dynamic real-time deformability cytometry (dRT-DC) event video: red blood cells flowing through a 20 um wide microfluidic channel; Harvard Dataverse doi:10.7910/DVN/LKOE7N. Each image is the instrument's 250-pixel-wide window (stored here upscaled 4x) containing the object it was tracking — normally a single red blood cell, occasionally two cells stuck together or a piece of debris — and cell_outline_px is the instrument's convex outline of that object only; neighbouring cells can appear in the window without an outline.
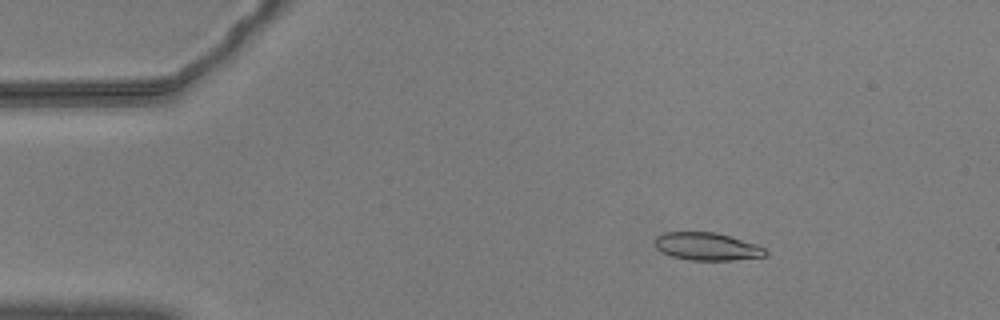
{"species": "common noctule bat (a hibernating species)", "species_latin": "Nyctalus noctula", "temperature_condition": "warm", "stored_images_in_passage": 57, "camera_frame_rate_fps": 3000, "um_per_image_px": 0.085, "animal": {"sex": "male", "body_mass_g": 20.5, "forearm_length_mm": 52.5}, "frame": {"image": 1, "passage_image": 8, "time_ms": 2.333, "image_size_px": [1000, 320], "cell_outline_px": [[768, 256], [732, 260], [688, 260], [672, 256], [660, 252], [656, 248], [656, 236], [664, 232], [716, 232], [756, 244], [764, 248], [768, 252]], "centroid_in_image_um": [60.1, 20.95], "position_along_channel_um": 24.9, "area_um2": 17.92}}
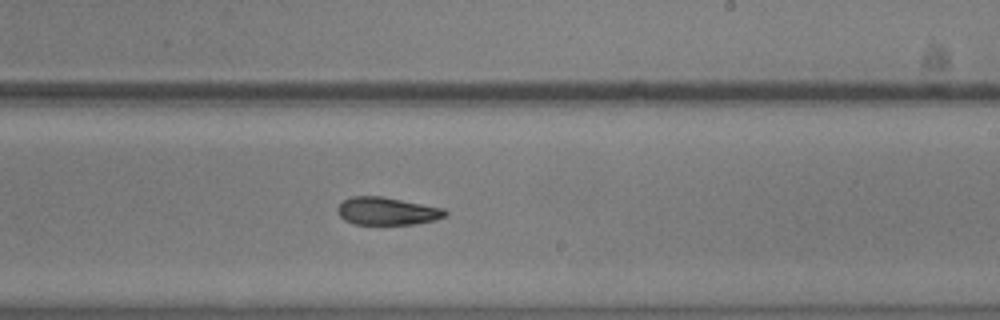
{"frame": {"image": 2, "passage_image": 33, "time_ms": 10.667, "image_size_px": [1000, 320], "cell_outline_px": [[448, 212], [444, 216], [436, 220], [416, 224], [356, 224], [344, 220], [340, 216], [336, 208], [344, 200], [352, 196], [384, 196], [444, 208]], "centroid_in_image_um": [32.91, 17.94], "position_along_channel_um": 256.1, "area_um2": 17.46}}
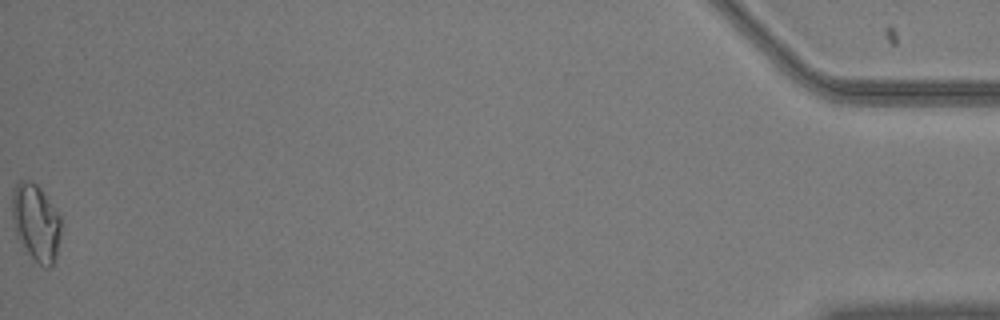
{"frame": {"image": 3, "passage_image": 56, "time_ms": 18.333, "image_size_px": [1000, 320], "cell_outline_px": [[60, 236], [56, 256], [52, 264], [48, 268], [44, 268], [24, 252], [20, 244], [12, 220], [12, 192], [16, 184], [20, 180], [28, 180], [36, 184], [40, 188], [60, 216]], "centroid_in_image_um": [3.03, 18.94], "position_along_channel_um": 432.2, "area_um2": 22.02}}